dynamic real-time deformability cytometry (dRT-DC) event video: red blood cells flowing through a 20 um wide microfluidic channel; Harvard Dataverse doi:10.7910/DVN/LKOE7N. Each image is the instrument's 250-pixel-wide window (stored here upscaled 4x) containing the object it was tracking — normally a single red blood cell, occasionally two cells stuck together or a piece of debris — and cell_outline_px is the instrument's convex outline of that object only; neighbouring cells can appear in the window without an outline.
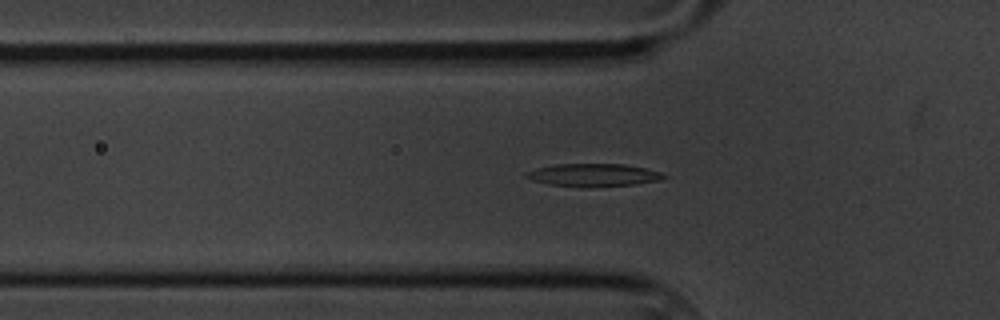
{"species": "common noctule bat (a hibernating species)", "species_latin": "Nyctalus noctula", "temperature_condition": "cold", "stored_images_in_passage": 50, "segment_of_instrument_passage": [1, 2], "camera_frame_rate_fps": 3000, "um_per_image_px": 0.085, "animal": {"sex": "male", "body_mass_g": 20.1, "forearm_length_mm": 53.5}, "frame": {"image": 1, "passage_image": 9, "time_ms": 2.667, "image_size_px": [1000, 320], "cell_outline_px": [[668, 176], [660, 180], [636, 184], [584, 188], [580, 188], [548, 184], [532, 180], [524, 176], [524, 172], [536, 168], [556, 164], [624, 164], [644, 168], [660, 172]], "centroid_in_image_um": [50.4, 14.89], "position_along_channel_um": 75.4, "area_um2": 18.5}}
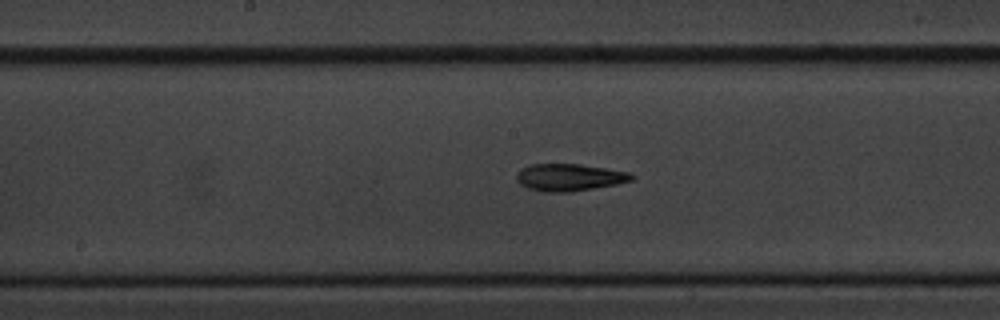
{"frame": {"image": 2, "passage_image": 20, "time_ms": 6.333, "image_size_px": [1000, 320], "cell_outline_px": [[636, 176], [632, 180], [616, 184], [568, 192], [544, 192], [528, 188], [520, 184], [516, 180], [516, 176], [520, 168], [528, 164], [580, 164], [632, 172]], "centroid_in_image_um": [48.39, 15.06], "position_along_channel_um": 199.8, "area_um2": 18.32}}
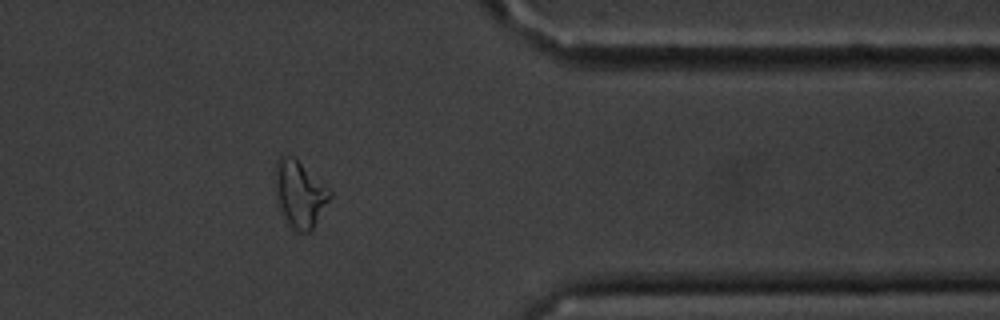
{"frame": {"image": 3, "passage_image": 38, "time_ms": 12.333, "image_size_px": [1000, 320], "cell_outline_px": [[332, 196], [312, 228], [308, 232], [296, 232], [288, 224], [280, 204], [276, 192], [276, 160], [284, 152], [292, 156], [332, 192]], "centroid_in_image_um": [25.48, 16.47], "position_along_channel_um": 385.9, "area_um2": 20.46}}